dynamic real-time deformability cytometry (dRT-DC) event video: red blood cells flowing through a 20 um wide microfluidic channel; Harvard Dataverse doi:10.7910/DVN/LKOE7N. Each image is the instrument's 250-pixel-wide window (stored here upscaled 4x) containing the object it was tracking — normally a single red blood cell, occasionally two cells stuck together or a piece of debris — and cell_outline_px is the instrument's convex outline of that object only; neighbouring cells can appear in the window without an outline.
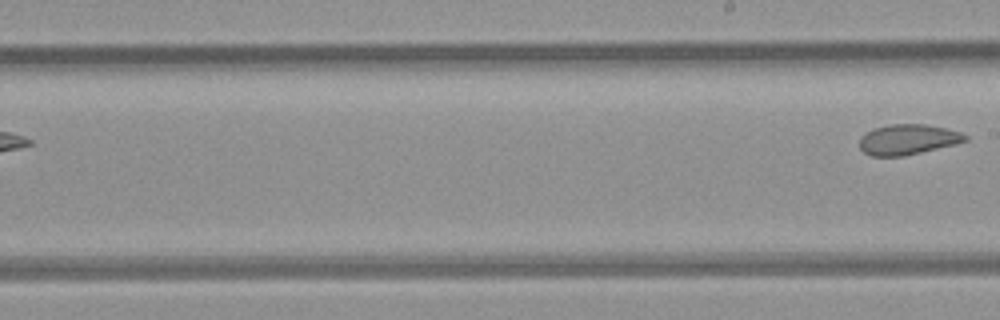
{"species": "common noctule bat (a hibernating species)", "species_latin": "Nyctalus noctula", "temperature_condition": "room temperature", "stored_images_in_passage": 8, "segment_of_instrument_passage": [2, 2], "camera_frame_rate_fps": 3000, "um_per_image_px": 0.085, "animal": {"sex": "female", "body_mass_g": 21.9}, "frame": {"image": 1, "passage_image": 8, "time_ms": 2.333, "image_size_px": [1000, 320], "cell_outline_px": [[968, 140], [956, 144], [904, 156], [872, 156], [864, 152], [860, 148], [860, 136], [876, 128], [888, 124], [924, 124], [944, 128], [960, 132], [968, 136]], "centroid_in_image_um": [77.17, 11.86], "position_along_channel_um": 211.8, "area_um2": 18.55}}